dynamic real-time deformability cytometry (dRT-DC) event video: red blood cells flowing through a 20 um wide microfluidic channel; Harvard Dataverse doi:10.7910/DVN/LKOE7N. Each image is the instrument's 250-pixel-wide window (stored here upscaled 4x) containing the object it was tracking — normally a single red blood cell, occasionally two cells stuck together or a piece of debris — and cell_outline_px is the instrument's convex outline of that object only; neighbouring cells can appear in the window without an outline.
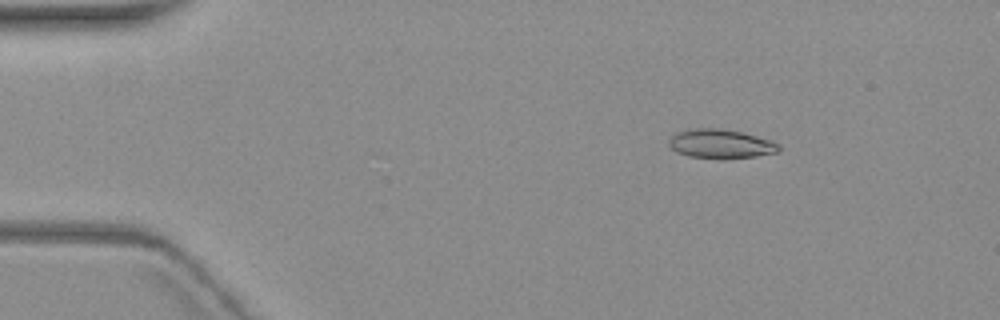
{"species": "common noctule bat (a hibernating species)", "species_latin": "Nyctalus noctula", "temperature_condition": "warm", "stored_images_in_passage": 6, "camera_frame_rate_fps": 3000, "um_per_image_px": 0.085, "animal": {"sex": "female", "body_mass_g": 19.3, "forearm_length_mm": 54.1}, "frame": {"image": 1, "passage_image": 3, "time_ms": 2.333, "image_size_px": [1000, 320], "cell_outline_px": [[780, 152], [756, 156], [688, 156], [676, 152], [668, 144], [668, 140], [676, 132], [696, 128], [720, 128], [740, 132], [772, 140], [780, 144]], "centroid_in_image_um": [61.27, 12.18], "position_along_channel_um": 23.7, "area_um2": 17.98}}
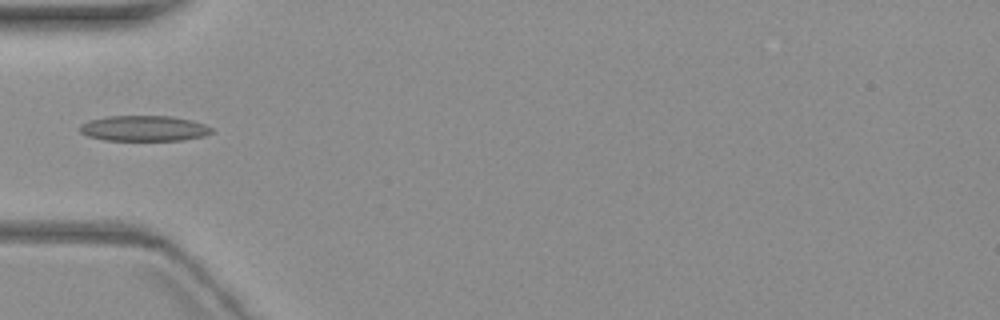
{"frame": {"image": 2, "passage_image": 6, "time_ms": 6.0, "image_size_px": [1000, 320], "cell_outline_px": [[212, 132], [204, 136], [184, 140], [104, 140], [88, 136], [80, 132], [80, 124], [88, 120], [108, 116], [172, 116], [204, 124], [212, 128]], "centroid_in_image_um": [12.21, 10.91], "position_along_channel_um": 72.8, "area_um2": 19.54}}